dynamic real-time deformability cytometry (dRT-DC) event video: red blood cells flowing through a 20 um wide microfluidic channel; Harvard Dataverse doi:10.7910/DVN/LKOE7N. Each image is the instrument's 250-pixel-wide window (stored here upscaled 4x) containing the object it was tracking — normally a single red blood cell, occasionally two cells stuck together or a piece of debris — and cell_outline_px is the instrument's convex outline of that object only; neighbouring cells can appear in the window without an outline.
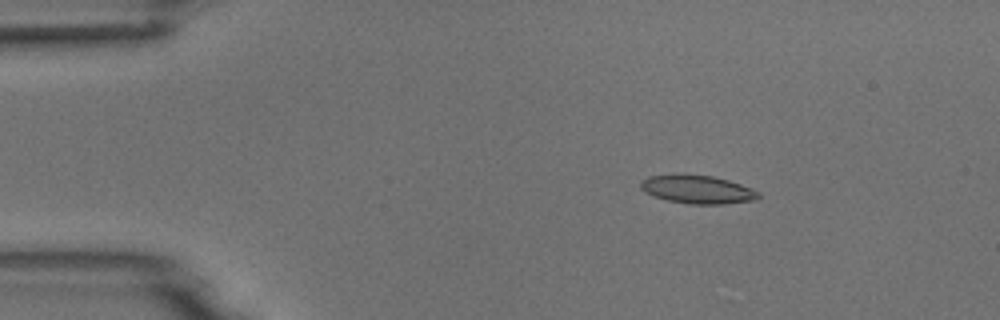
{"species": "common noctule bat (a hibernating species)", "species_latin": "Nyctalus noctula", "temperature_condition": "room temperature", "stored_images_in_passage": 5, "camera_frame_rate_fps": 3000, "um_per_image_px": 0.085, "animal": {"sex": "male", "body_mass_g": 18.8}, "frame": {"image": 1, "passage_image": 3, "time_ms": 2.333, "image_size_px": [1000, 320], "cell_outline_px": [[760, 196], [752, 200], [724, 204], [692, 204], [668, 200], [656, 196], [640, 188], [640, 180], [648, 176], [676, 172], [712, 176], [728, 180], [752, 188], [760, 192]], "centroid_in_image_um": [59.25, 16.06], "position_along_channel_um": 25.7, "area_um2": 19.65}}
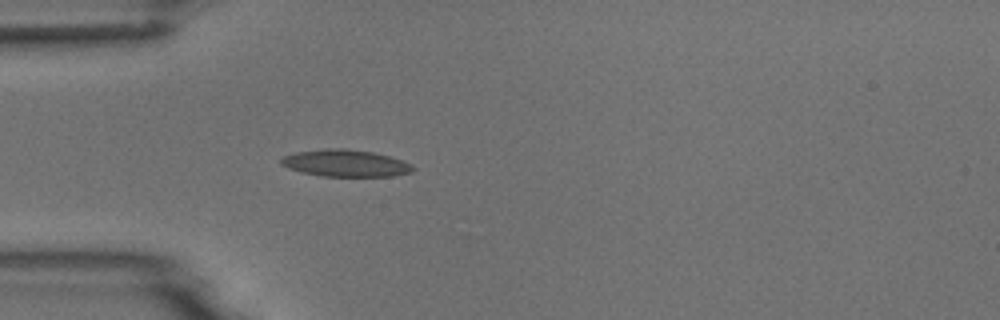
{"frame": {"image": 2, "passage_image": 5, "time_ms": 4.667, "image_size_px": [1000, 320], "cell_outline_px": [[416, 168], [412, 172], [392, 176], [320, 176], [300, 172], [288, 168], [280, 164], [280, 160], [284, 156], [296, 152], [324, 148], [344, 148], [372, 152], [388, 156], [412, 164]], "centroid_in_image_um": [29.34, 13.87], "position_along_channel_um": 55.7, "area_um2": 20.75}}